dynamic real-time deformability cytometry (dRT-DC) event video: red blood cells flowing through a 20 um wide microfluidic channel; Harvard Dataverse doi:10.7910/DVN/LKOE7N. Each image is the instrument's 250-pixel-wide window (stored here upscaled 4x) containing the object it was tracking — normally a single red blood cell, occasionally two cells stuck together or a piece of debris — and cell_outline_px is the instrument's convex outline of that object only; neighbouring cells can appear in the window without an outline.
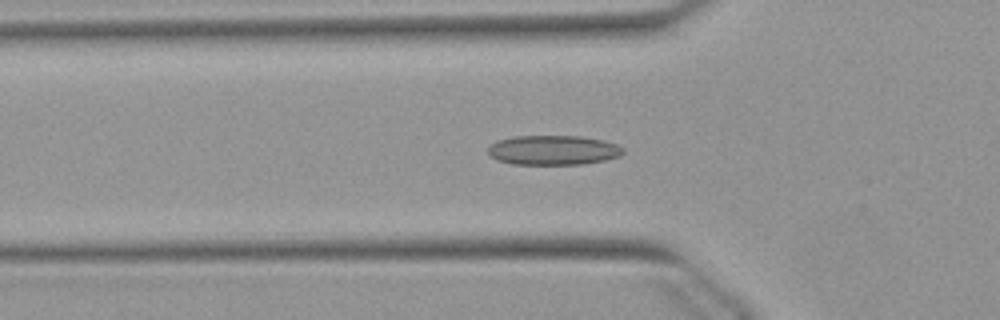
{"species": "Egyptian fruit bat (a non-hibernating species)", "species_latin": "Rousettus aegyptiacus", "temperature_condition": "warm", "stored_images_in_passage": 41, "camera_frame_rate_fps": 3000, "um_per_image_px": 0.085, "animal": {"sex": "female"}, "frame": {"image": 1, "passage_image": 12, "time_ms": 3.667, "image_size_px": [1000, 320], "cell_outline_px": [[624, 152], [620, 156], [604, 160], [584, 164], [512, 164], [496, 160], [488, 152], [488, 148], [496, 140], [512, 136], [580, 136], [600, 140], [616, 144], [624, 148]], "centroid_in_image_um": [47.0, 12.76], "position_along_channel_um": 78.8, "area_um2": 23.29}}
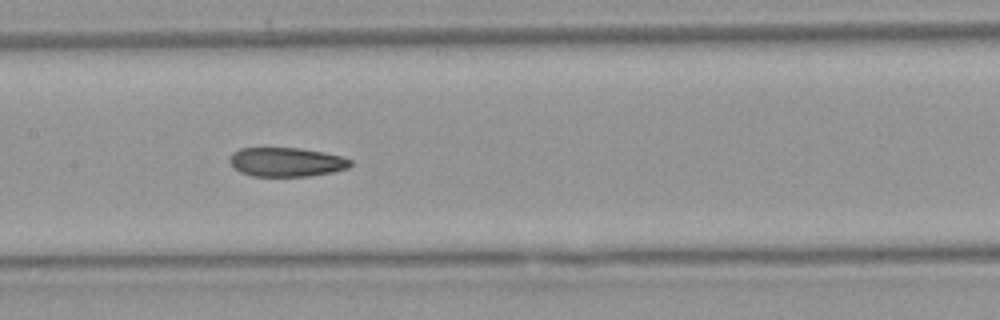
{"frame": {"image": 2, "passage_image": 20, "time_ms": 6.333, "image_size_px": [1000, 320], "cell_outline_px": [[352, 164], [348, 168], [332, 172], [308, 176], [252, 176], [240, 172], [228, 160], [232, 152], [240, 148], [300, 148], [324, 152], [344, 156], [352, 160]], "centroid_in_image_um": [24.37, 13.76], "position_along_channel_um": 183.0, "area_um2": 20.58}}
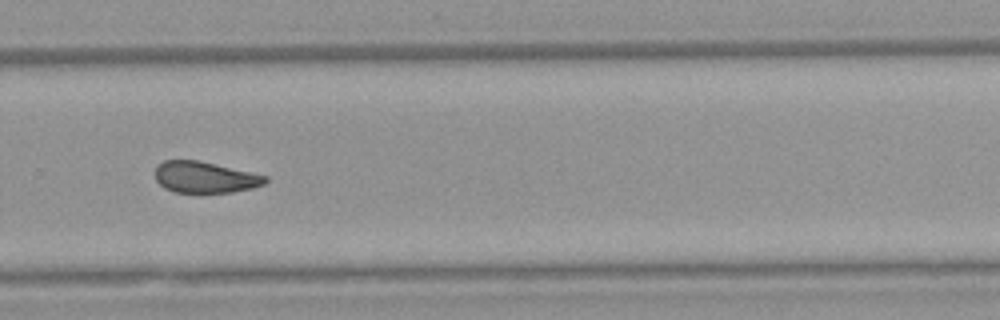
{"frame": {"image": 3, "passage_image": 30, "time_ms": 9.667, "image_size_px": [1000, 320], "cell_outline_px": [[268, 180], [264, 184], [252, 188], [232, 192], [176, 192], [164, 188], [156, 180], [156, 164], [164, 160], [200, 160], [268, 176]], "centroid_in_image_um": [17.42, 15.05], "position_along_channel_um": 312.4, "area_um2": 20.11}, "authors_computed_cell_mechanics": {"area_um2": 21.386, "velocity_mm_per_s": 3.8927, "shape_relaxation_time_tau1_ms": null, "shape_relaxation_time_tau2_ms": 3.274, "deformation_change_tau1": null, "deformation_change_tau2": 0.09}}